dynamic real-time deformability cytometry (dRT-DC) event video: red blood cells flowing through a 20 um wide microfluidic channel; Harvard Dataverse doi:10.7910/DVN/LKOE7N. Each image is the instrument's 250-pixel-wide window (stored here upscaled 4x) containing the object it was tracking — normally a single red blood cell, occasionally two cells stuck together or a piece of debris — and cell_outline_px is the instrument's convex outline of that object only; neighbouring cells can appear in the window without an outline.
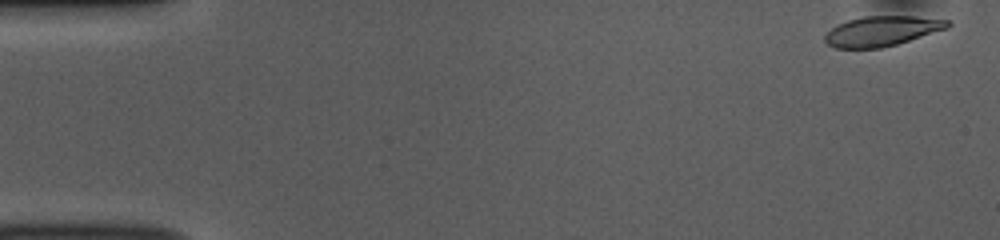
{"species": "common noctule bat (a hibernating species)", "species_latin": "Nyctalus noctula", "temperature_condition": "room temperature", "stored_images_in_passage": 52, "camera_frame_rate_fps": 3000, "um_per_image_px": 0.085, "animal": {"sex": "female", "body_mass_g": 10.0, "forearm_length_mm": 53.1}, "frame": {"image": 1, "passage_image": 1, "time_ms": 0.0, "image_size_px": [1000, 240], "cell_outline_px": [[952, 24], [948, 28], [896, 44], [880, 48], [836, 48], [828, 44], [824, 40], [824, 36], [836, 24], [848, 20], [864, 16], [916, 16], [952, 20]], "centroid_in_image_um": [74.98, 2.63], "position_along_channel_um": 10.0, "area_um2": 21.44}}
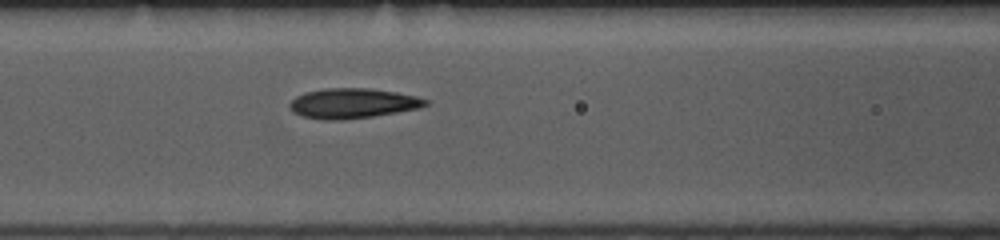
{"frame": {"image": 2, "passage_image": 21, "time_ms": 6.667, "image_size_px": [1000, 240], "cell_outline_px": [[428, 104], [420, 108], [372, 116], [344, 120], [324, 120], [304, 116], [292, 112], [288, 104], [296, 96], [304, 92], [324, 88], [368, 88], [396, 92], [416, 96], [428, 100]], "centroid_in_image_um": [29.95, 8.78], "position_along_channel_um": 136.6, "area_um2": 23.76}}
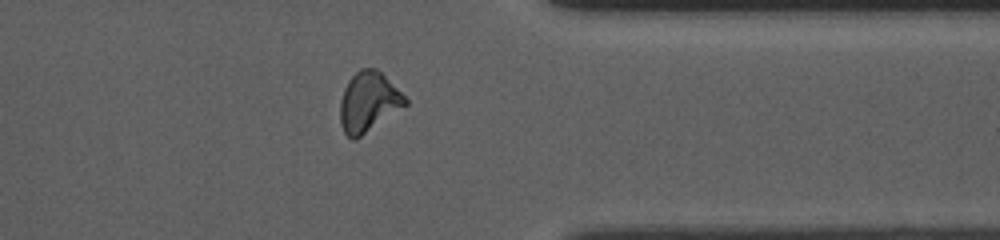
{"frame": {"image": 3, "passage_image": 41, "time_ms": 13.333, "image_size_px": [1000, 240], "cell_outline_px": [[408, 104], [356, 140], [352, 140], [344, 132], [340, 124], [340, 100], [344, 88], [348, 80], [360, 68], [376, 68], [408, 100]], "centroid_in_image_um": [31.29, 8.69], "position_along_channel_um": 380.1, "area_um2": 22.6}, "authors_computed_cell_mechanics": {"area_um2": 22.9177, "velocity_mm_per_s": 3.7775, "shape_relaxation_time_tau1_ms": 4.4889, "shape_relaxation_time_tau2_ms": 2.6728, "deformation_change_tau1": 0.1473, "deformation_change_tau2": 0.0822}}